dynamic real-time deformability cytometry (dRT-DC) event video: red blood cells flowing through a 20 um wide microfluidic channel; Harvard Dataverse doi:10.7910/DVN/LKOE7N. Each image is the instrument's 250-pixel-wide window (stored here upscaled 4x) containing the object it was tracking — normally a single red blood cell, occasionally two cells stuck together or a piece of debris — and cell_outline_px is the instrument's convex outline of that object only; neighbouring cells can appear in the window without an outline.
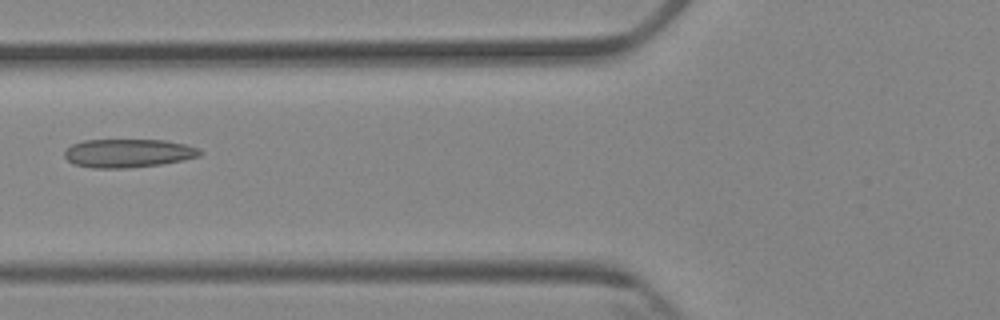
{"species": "Egyptian fruit bat (a non-hibernating species)", "species_latin": "Rousettus aegyptiacus", "temperature_condition": "cold", "stored_images_in_passage": 6, "camera_frame_rate_fps": 3000, "um_per_image_px": 0.085, "animal": {"sex": "female"}, "frame": {"image": 1, "passage_image": 5, "time_ms": 5.667, "image_size_px": [1000, 320], "cell_outline_px": [[204, 152], [200, 156], [184, 160], [160, 164], [128, 168], [92, 168], [72, 164], [64, 156], [64, 152], [72, 144], [84, 140], [164, 140], [184, 144], [200, 148]], "centroid_in_image_um": [10.91, 13.02], "position_along_channel_um": 114.9, "area_um2": 22.6}}
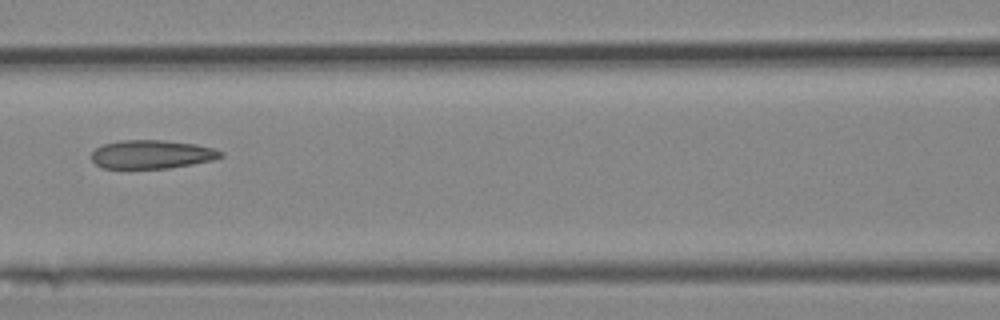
{"frame": {"image": 2, "passage_image": 6, "time_ms": 6.667, "image_size_px": [1000, 320], "cell_outline_px": [[224, 156], [212, 160], [192, 164], [168, 168], [100, 168], [92, 160], [92, 152], [96, 148], [104, 144], [120, 140], [164, 140], [196, 144], [212, 148], [224, 152]], "centroid_in_image_um": [12.9, 13.11], "position_along_channel_um": 153.7, "area_um2": 21.5}}